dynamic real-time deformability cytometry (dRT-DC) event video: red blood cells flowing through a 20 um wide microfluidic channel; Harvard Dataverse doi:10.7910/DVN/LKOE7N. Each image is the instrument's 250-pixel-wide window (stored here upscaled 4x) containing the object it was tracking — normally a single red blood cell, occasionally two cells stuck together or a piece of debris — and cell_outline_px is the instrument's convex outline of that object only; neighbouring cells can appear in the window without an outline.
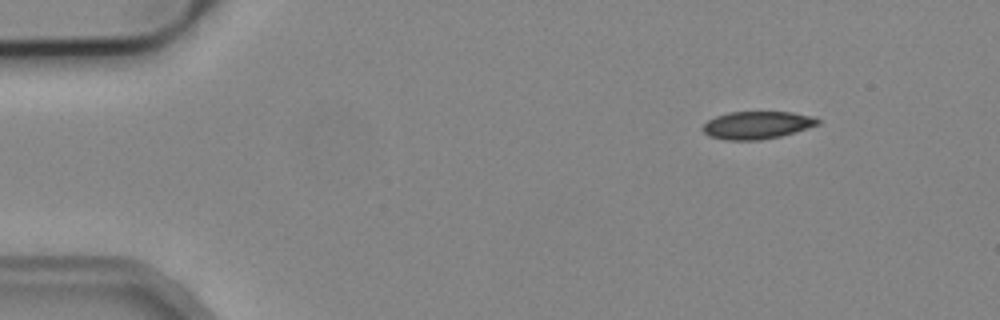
{"species": "common noctule bat (a hibernating species)", "species_latin": "Nyctalus noctula", "temperature_condition": "cold", "stored_images_in_passage": 4, "camera_frame_rate_fps": 3000, "um_per_image_px": 0.085, "animal": {"sex": "male", "body_mass_g": 19.2, "forearm_length_mm": 51.8}, "frame": {"image": 1, "passage_image": 1, "time_ms": 0.0, "image_size_px": [1000, 320], "cell_outline_px": [[820, 124], [780, 136], [760, 140], [724, 140], [708, 136], [700, 128], [708, 120], [716, 116], [728, 112], [792, 112], [812, 116], [820, 120]], "centroid_in_image_um": [64.31, 10.63], "position_along_channel_um": 20.7, "area_um2": 18.55}}